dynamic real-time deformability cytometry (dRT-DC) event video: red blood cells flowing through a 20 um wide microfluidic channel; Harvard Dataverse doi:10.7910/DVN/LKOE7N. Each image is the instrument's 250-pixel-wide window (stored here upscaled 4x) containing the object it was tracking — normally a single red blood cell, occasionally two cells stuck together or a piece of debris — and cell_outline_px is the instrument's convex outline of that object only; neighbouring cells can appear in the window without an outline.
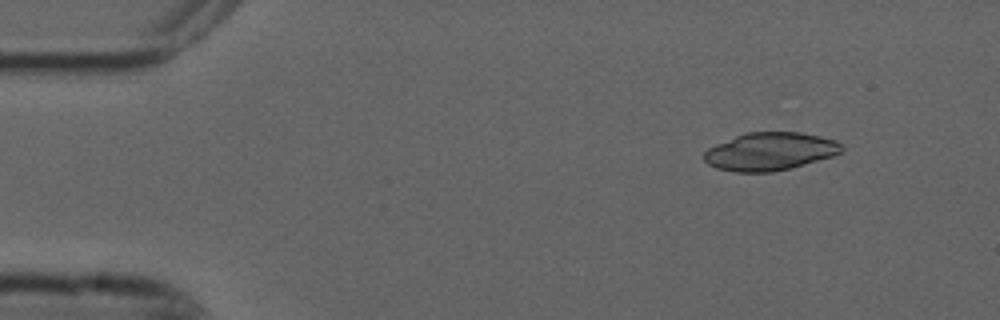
{"species": "common noctule bat (a hibernating species)", "species_latin": "Nyctalus noctula", "temperature_condition": "cold", "stored_images_in_passage": 6, "camera_frame_rate_fps": 3000, "um_per_image_px": 0.085, "animal": {"sex": "male", "forearm_length_mm": 52.5}, "frame": {"image": 1, "passage_image": 2, "time_ms": 0.333, "image_size_px": [1000, 320], "cell_outline_px": [[844, 148], [840, 152], [832, 156], [792, 168], [772, 172], [736, 172], [716, 168], [708, 164], [704, 160], [704, 152], [708, 148], [716, 144], [736, 136], [748, 132], [800, 132], [820, 136], [836, 140]], "centroid_in_image_um": [65.45, 12.88], "position_along_channel_um": 19.6, "area_um2": 30.35}}